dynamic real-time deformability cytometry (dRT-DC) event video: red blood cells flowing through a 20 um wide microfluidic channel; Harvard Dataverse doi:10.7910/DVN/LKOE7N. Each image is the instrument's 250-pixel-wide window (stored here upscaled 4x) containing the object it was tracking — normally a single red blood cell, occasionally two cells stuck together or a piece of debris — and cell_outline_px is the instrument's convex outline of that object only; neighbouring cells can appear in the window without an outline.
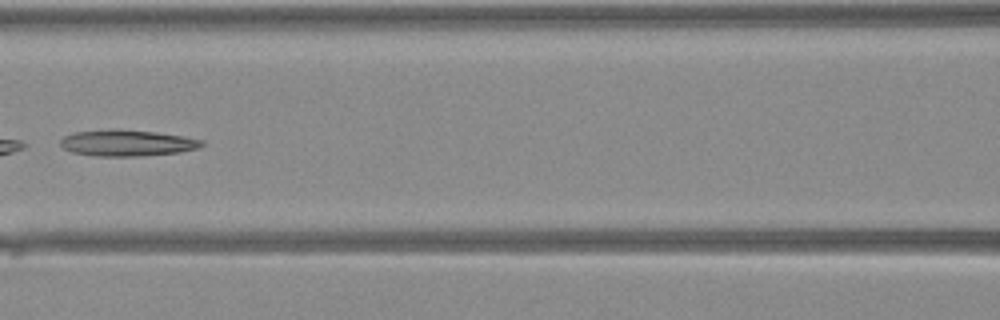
{"species": "Egyptian fruit bat (a non-hibernating species)", "species_latin": "Rousettus aegyptiacus", "temperature_condition": "warm", "stored_images_in_passage": 29, "camera_frame_rate_fps": 3000, "um_per_image_px": 0.085, "animal": {"sex": "female"}, "frame": {"image": 1, "passage_image": 13, "time_ms": 4.0, "image_size_px": [1000, 320], "cell_outline_px": [[204, 144], [196, 148], [180, 152], [144, 156], [96, 156], [72, 152], [64, 148], [60, 144], [60, 140], [64, 136], [72, 132], [112, 128], [120, 128], [156, 132], [184, 136], [204, 140]], "centroid_in_image_um": [10.79, 12.13], "position_along_channel_um": 155.8, "area_um2": 21.96}}